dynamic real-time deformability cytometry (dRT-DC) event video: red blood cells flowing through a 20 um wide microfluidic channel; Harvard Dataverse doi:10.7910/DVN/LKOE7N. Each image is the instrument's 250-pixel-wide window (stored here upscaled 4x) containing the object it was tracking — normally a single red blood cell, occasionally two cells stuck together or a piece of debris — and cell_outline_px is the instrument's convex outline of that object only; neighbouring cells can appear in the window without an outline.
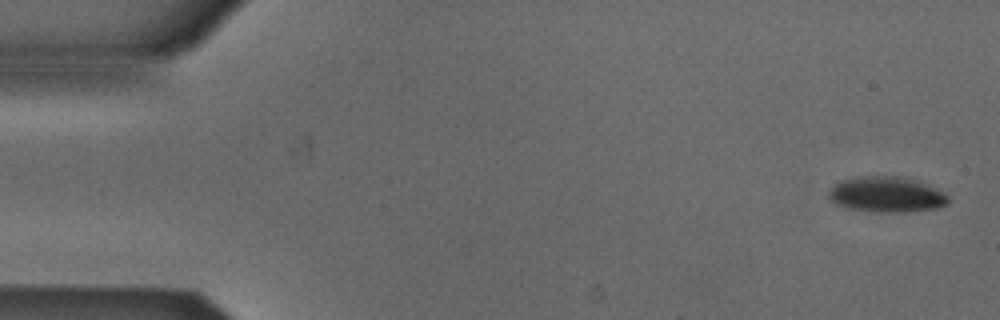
{"species": "Egyptian fruit bat (a non-hibernating species)", "species_latin": "Rousettus aegyptiacus", "temperature_condition": "cold", "stored_images_in_passage": 4, "camera_frame_rate_fps": 3000, "um_per_image_px": 0.085, "animal": {"sex": "male"}, "frame": {"image": 1, "passage_image": 1, "time_ms": 0.0, "image_size_px": [1000, 320], "cell_outline_px": [[948, 204], [936, 208], [904, 212], [872, 212], [848, 208], [836, 204], [828, 196], [828, 188], [840, 180], [856, 176], [908, 176], [936, 188], [944, 192], [948, 196]], "centroid_in_image_um": [75.34, 16.51], "position_along_channel_um": 9.7, "area_um2": 25.2}}
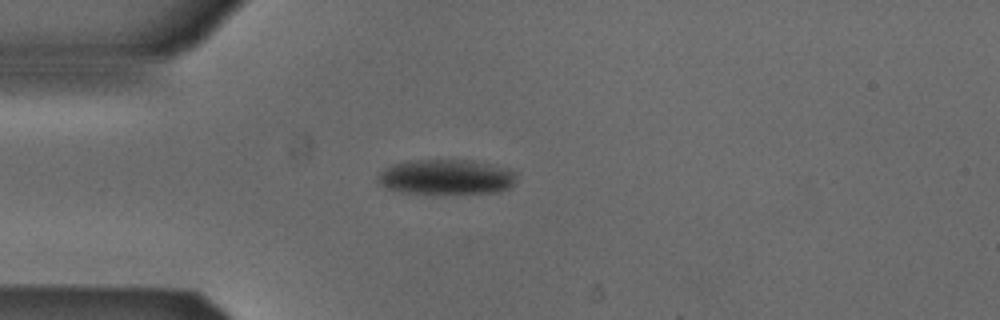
{"frame": {"image": 2, "passage_image": 4, "time_ms": 1.0, "image_size_px": [1000, 320], "cell_outline_px": [[516, 180], [508, 188], [500, 192], [404, 192], [384, 188], [376, 180], [380, 172], [384, 168], [392, 164], [404, 160], [472, 160], [492, 164], [508, 168], [516, 172]], "centroid_in_image_um": [37.91, 15.01], "position_along_channel_um": 47.1, "area_um2": 28.21}}